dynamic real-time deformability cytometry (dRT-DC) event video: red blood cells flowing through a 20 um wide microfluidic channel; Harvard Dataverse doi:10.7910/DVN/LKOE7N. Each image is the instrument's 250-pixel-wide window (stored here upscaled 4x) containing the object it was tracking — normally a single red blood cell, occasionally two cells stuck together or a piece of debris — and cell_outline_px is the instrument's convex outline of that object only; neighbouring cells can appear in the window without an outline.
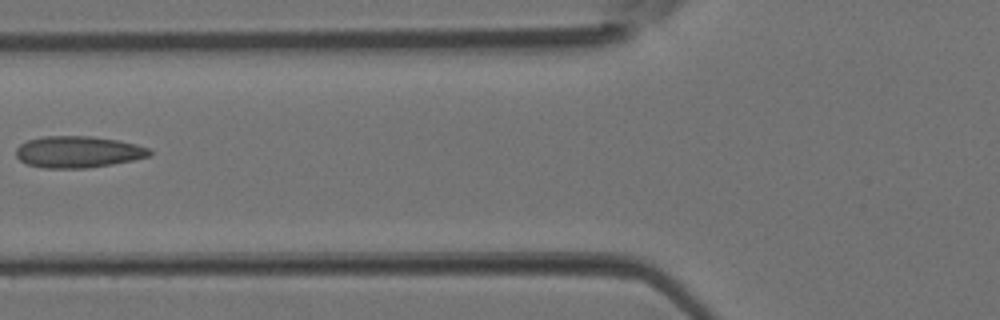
{"species": "Egyptian fruit bat (a non-hibernating species)", "species_latin": "Rousettus aegyptiacus", "temperature_condition": "room temperature", "stored_images_in_passage": 4, "camera_frame_rate_fps": 3000, "um_per_image_px": 0.085, "animal": {"sex": "female"}, "frame": {"image": 1, "passage_image": 4, "time_ms": 1.0, "image_size_px": [1000, 320], "cell_outline_px": [[152, 152], [148, 156], [132, 160], [112, 164], [88, 168], [44, 168], [28, 164], [20, 160], [16, 156], [16, 148], [20, 144], [28, 140], [44, 136], [92, 136], [116, 140], [136, 144], [148, 148]], "centroid_in_image_um": [6.61, 12.91], "position_along_channel_um": 119.2, "area_um2": 24.45}}